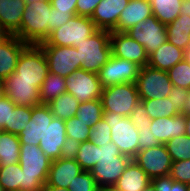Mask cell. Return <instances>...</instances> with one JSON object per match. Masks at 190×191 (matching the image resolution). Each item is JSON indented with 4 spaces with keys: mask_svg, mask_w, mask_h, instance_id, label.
<instances>
[{
    "mask_svg": "<svg viewBox=\"0 0 190 191\" xmlns=\"http://www.w3.org/2000/svg\"><path fill=\"white\" fill-rule=\"evenodd\" d=\"M142 191H158V190H156L154 186L150 184L147 187H145Z\"/></svg>",
    "mask_w": 190,
    "mask_h": 191,
    "instance_id": "obj_60",
    "label": "cell"
},
{
    "mask_svg": "<svg viewBox=\"0 0 190 191\" xmlns=\"http://www.w3.org/2000/svg\"><path fill=\"white\" fill-rule=\"evenodd\" d=\"M169 176L176 182L190 183V159L172 161Z\"/></svg>",
    "mask_w": 190,
    "mask_h": 191,
    "instance_id": "obj_42",
    "label": "cell"
},
{
    "mask_svg": "<svg viewBox=\"0 0 190 191\" xmlns=\"http://www.w3.org/2000/svg\"><path fill=\"white\" fill-rule=\"evenodd\" d=\"M150 184L151 179L132 159L114 186L119 191H142Z\"/></svg>",
    "mask_w": 190,
    "mask_h": 191,
    "instance_id": "obj_25",
    "label": "cell"
},
{
    "mask_svg": "<svg viewBox=\"0 0 190 191\" xmlns=\"http://www.w3.org/2000/svg\"><path fill=\"white\" fill-rule=\"evenodd\" d=\"M165 146L172 161L190 159V137L186 134L170 139Z\"/></svg>",
    "mask_w": 190,
    "mask_h": 191,
    "instance_id": "obj_36",
    "label": "cell"
},
{
    "mask_svg": "<svg viewBox=\"0 0 190 191\" xmlns=\"http://www.w3.org/2000/svg\"><path fill=\"white\" fill-rule=\"evenodd\" d=\"M129 118L135 126H150L152 121L141 102L135 106Z\"/></svg>",
    "mask_w": 190,
    "mask_h": 191,
    "instance_id": "obj_46",
    "label": "cell"
},
{
    "mask_svg": "<svg viewBox=\"0 0 190 191\" xmlns=\"http://www.w3.org/2000/svg\"><path fill=\"white\" fill-rule=\"evenodd\" d=\"M97 30L90 17L75 15L66 24L52 31L45 42L38 46H72L76 48Z\"/></svg>",
    "mask_w": 190,
    "mask_h": 191,
    "instance_id": "obj_5",
    "label": "cell"
},
{
    "mask_svg": "<svg viewBox=\"0 0 190 191\" xmlns=\"http://www.w3.org/2000/svg\"><path fill=\"white\" fill-rule=\"evenodd\" d=\"M132 159L122 155L114 142L98 146L97 164L90 170L98 187L114 186Z\"/></svg>",
    "mask_w": 190,
    "mask_h": 191,
    "instance_id": "obj_3",
    "label": "cell"
},
{
    "mask_svg": "<svg viewBox=\"0 0 190 191\" xmlns=\"http://www.w3.org/2000/svg\"><path fill=\"white\" fill-rule=\"evenodd\" d=\"M65 92H67L66 78L49 72L40 88V104L48 105Z\"/></svg>",
    "mask_w": 190,
    "mask_h": 191,
    "instance_id": "obj_29",
    "label": "cell"
},
{
    "mask_svg": "<svg viewBox=\"0 0 190 191\" xmlns=\"http://www.w3.org/2000/svg\"><path fill=\"white\" fill-rule=\"evenodd\" d=\"M153 16L151 2L149 0H130L121 12L115 32H127L134 25Z\"/></svg>",
    "mask_w": 190,
    "mask_h": 191,
    "instance_id": "obj_22",
    "label": "cell"
},
{
    "mask_svg": "<svg viewBox=\"0 0 190 191\" xmlns=\"http://www.w3.org/2000/svg\"><path fill=\"white\" fill-rule=\"evenodd\" d=\"M186 115L177 114L172 117H160L152 119L151 133L160 144H166L170 139L186 133Z\"/></svg>",
    "mask_w": 190,
    "mask_h": 191,
    "instance_id": "obj_21",
    "label": "cell"
},
{
    "mask_svg": "<svg viewBox=\"0 0 190 191\" xmlns=\"http://www.w3.org/2000/svg\"><path fill=\"white\" fill-rule=\"evenodd\" d=\"M104 110L101 99L79 103L76 117L91 128L103 118Z\"/></svg>",
    "mask_w": 190,
    "mask_h": 191,
    "instance_id": "obj_32",
    "label": "cell"
},
{
    "mask_svg": "<svg viewBox=\"0 0 190 191\" xmlns=\"http://www.w3.org/2000/svg\"><path fill=\"white\" fill-rule=\"evenodd\" d=\"M130 0H102L91 16L97 29L114 31L121 12Z\"/></svg>",
    "mask_w": 190,
    "mask_h": 191,
    "instance_id": "obj_18",
    "label": "cell"
},
{
    "mask_svg": "<svg viewBox=\"0 0 190 191\" xmlns=\"http://www.w3.org/2000/svg\"><path fill=\"white\" fill-rule=\"evenodd\" d=\"M103 118L111 127V141L114 142L122 155L133 159L139 151L138 128L129 117L113 112H104Z\"/></svg>",
    "mask_w": 190,
    "mask_h": 191,
    "instance_id": "obj_6",
    "label": "cell"
},
{
    "mask_svg": "<svg viewBox=\"0 0 190 191\" xmlns=\"http://www.w3.org/2000/svg\"><path fill=\"white\" fill-rule=\"evenodd\" d=\"M28 46L15 35L0 43V77L6 79L15 72L17 61L22 51Z\"/></svg>",
    "mask_w": 190,
    "mask_h": 191,
    "instance_id": "obj_23",
    "label": "cell"
},
{
    "mask_svg": "<svg viewBox=\"0 0 190 191\" xmlns=\"http://www.w3.org/2000/svg\"><path fill=\"white\" fill-rule=\"evenodd\" d=\"M75 160L83 170L90 171L98 161V146L91 141L82 142Z\"/></svg>",
    "mask_w": 190,
    "mask_h": 191,
    "instance_id": "obj_37",
    "label": "cell"
},
{
    "mask_svg": "<svg viewBox=\"0 0 190 191\" xmlns=\"http://www.w3.org/2000/svg\"><path fill=\"white\" fill-rule=\"evenodd\" d=\"M185 128H186V135L188 137H190V116L189 115H186V125H185Z\"/></svg>",
    "mask_w": 190,
    "mask_h": 191,
    "instance_id": "obj_58",
    "label": "cell"
},
{
    "mask_svg": "<svg viewBox=\"0 0 190 191\" xmlns=\"http://www.w3.org/2000/svg\"><path fill=\"white\" fill-rule=\"evenodd\" d=\"M155 16L164 25L172 23L179 15L183 0H149Z\"/></svg>",
    "mask_w": 190,
    "mask_h": 191,
    "instance_id": "obj_31",
    "label": "cell"
},
{
    "mask_svg": "<svg viewBox=\"0 0 190 191\" xmlns=\"http://www.w3.org/2000/svg\"><path fill=\"white\" fill-rule=\"evenodd\" d=\"M110 33L111 31L98 29L93 35L76 47L79 61L82 63L80 69L98 73L107 63L109 57L112 55Z\"/></svg>",
    "mask_w": 190,
    "mask_h": 191,
    "instance_id": "obj_4",
    "label": "cell"
},
{
    "mask_svg": "<svg viewBox=\"0 0 190 191\" xmlns=\"http://www.w3.org/2000/svg\"><path fill=\"white\" fill-rule=\"evenodd\" d=\"M102 0H77L76 15L90 17Z\"/></svg>",
    "mask_w": 190,
    "mask_h": 191,
    "instance_id": "obj_48",
    "label": "cell"
},
{
    "mask_svg": "<svg viewBox=\"0 0 190 191\" xmlns=\"http://www.w3.org/2000/svg\"><path fill=\"white\" fill-rule=\"evenodd\" d=\"M26 4L33 3V2H40V1H45V0H24ZM50 1V0H46Z\"/></svg>",
    "mask_w": 190,
    "mask_h": 191,
    "instance_id": "obj_61",
    "label": "cell"
},
{
    "mask_svg": "<svg viewBox=\"0 0 190 191\" xmlns=\"http://www.w3.org/2000/svg\"><path fill=\"white\" fill-rule=\"evenodd\" d=\"M141 67L132 61L111 55L107 63L99 70L101 86L135 83Z\"/></svg>",
    "mask_w": 190,
    "mask_h": 191,
    "instance_id": "obj_10",
    "label": "cell"
},
{
    "mask_svg": "<svg viewBox=\"0 0 190 191\" xmlns=\"http://www.w3.org/2000/svg\"><path fill=\"white\" fill-rule=\"evenodd\" d=\"M66 136L78 140L80 143L89 141L91 128L76 116L65 121Z\"/></svg>",
    "mask_w": 190,
    "mask_h": 191,
    "instance_id": "obj_39",
    "label": "cell"
},
{
    "mask_svg": "<svg viewBox=\"0 0 190 191\" xmlns=\"http://www.w3.org/2000/svg\"><path fill=\"white\" fill-rule=\"evenodd\" d=\"M66 87L79 103L100 99L103 90L98 74L83 69L66 77Z\"/></svg>",
    "mask_w": 190,
    "mask_h": 191,
    "instance_id": "obj_12",
    "label": "cell"
},
{
    "mask_svg": "<svg viewBox=\"0 0 190 191\" xmlns=\"http://www.w3.org/2000/svg\"><path fill=\"white\" fill-rule=\"evenodd\" d=\"M168 74L173 86L190 89V64L187 61L178 62Z\"/></svg>",
    "mask_w": 190,
    "mask_h": 191,
    "instance_id": "obj_38",
    "label": "cell"
},
{
    "mask_svg": "<svg viewBox=\"0 0 190 191\" xmlns=\"http://www.w3.org/2000/svg\"><path fill=\"white\" fill-rule=\"evenodd\" d=\"M15 107L16 105L7 96L0 99V128L2 130L5 124H9L10 113Z\"/></svg>",
    "mask_w": 190,
    "mask_h": 191,
    "instance_id": "obj_47",
    "label": "cell"
},
{
    "mask_svg": "<svg viewBox=\"0 0 190 191\" xmlns=\"http://www.w3.org/2000/svg\"><path fill=\"white\" fill-rule=\"evenodd\" d=\"M52 160L39 145L20 144L19 165L22 170L23 191H43Z\"/></svg>",
    "mask_w": 190,
    "mask_h": 191,
    "instance_id": "obj_2",
    "label": "cell"
},
{
    "mask_svg": "<svg viewBox=\"0 0 190 191\" xmlns=\"http://www.w3.org/2000/svg\"><path fill=\"white\" fill-rule=\"evenodd\" d=\"M184 60L190 64V45L184 51Z\"/></svg>",
    "mask_w": 190,
    "mask_h": 191,
    "instance_id": "obj_59",
    "label": "cell"
},
{
    "mask_svg": "<svg viewBox=\"0 0 190 191\" xmlns=\"http://www.w3.org/2000/svg\"><path fill=\"white\" fill-rule=\"evenodd\" d=\"M135 84L140 100L169 97L173 87L168 71L155 69L148 65L140 69Z\"/></svg>",
    "mask_w": 190,
    "mask_h": 191,
    "instance_id": "obj_9",
    "label": "cell"
},
{
    "mask_svg": "<svg viewBox=\"0 0 190 191\" xmlns=\"http://www.w3.org/2000/svg\"><path fill=\"white\" fill-rule=\"evenodd\" d=\"M184 60V50L164 42L155 52L148 56V66L162 71H169L178 62Z\"/></svg>",
    "mask_w": 190,
    "mask_h": 191,
    "instance_id": "obj_24",
    "label": "cell"
},
{
    "mask_svg": "<svg viewBox=\"0 0 190 191\" xmlns=\"http://www.w3.org/2000/svg\"><path fill=\"white\" fill-rule=\"evenodd\" d=\"M187 191H190V183L187 184Z\"/></svg>",
    "mask_w": 190,
    "mask_h": 191,
    "instance_id": "obj_63",
    "label": "cell"
},
{
    "mask_svg": "<svg viewBox=\"0 0 190 191\" xmlns=\"http://www.w3.org/2000/svg\"><path fill=\"white\" fill-rule=\"evenodd\" d=\"M133 160L152 180L170 174L172 159L165 144L138 151Z\"/></svg>",
    "mask_w": 190,
    "mask_h": 191,
    "instance_id": "obj_14",
    "label": "cell"
},
{
    "mask_svg": "<svg viewBox=\"0 0 190 191\" xmlns=\"http://www.w3.org/2000/svg\"><path fill=\"white\" fill-rule=\"evenodd\" d=\"M189 89L173 86L169 95L170 101L179 114H184L186 99L188 98Z\"/></svg>",
    "mask_w": 190,
    "mask_h": 191,
    "instance_id": "obj_44",
    "label": "cell"
},
{
    "mask_svg": "<svg viewBox=\"0 0 190 191\" xmlns=\"http://www.w3.org/2000/svg\"><path fill=\"white\" fill-rule=\"evenodd\" d=\"M48 73V63L43 50L38 45H28L18 58L14 72L16 78L35 82V86L40 90Z\"/></svg>",
    "mask_w": 190,
    "mask_h": 191,
    "instance_id": "obj_8",
    "label": "cell"
},
{
    "mask_svg": "<svg viewBox=\"0 0 190 191\" xmlns=\"http://www.w3.org/2000/svg\"><path fill=\"white\" fill-rule=\"evenodd\" d=\"M69 191H97L98 185L90 171H83L74 177L67 188Z\"/></svg>",
    "mask_w": 190,
    "mask_h": 191,
    "instance_id": "obj_41",
    "label": "cell"
},
{
    "mask_svg": "<svg viewBox=\"0 0 190 191\" xmlns=\"http://www.w3.org/2000/svg\"><path fill=\"white\" fill-rule=\"evenodd\" d=\"M179 16H190V0H183Z\"/></svg>",
    "mask_w": 190,
    "mask_h": 191,
    "instance_id": "obj_52",
    "label": "cell"
},
{
    "mask_svg": "<svg viewBox=\"0 0 190 191\" xmlns=\"http://www.w3.org/2000/svg\"><path fill=\"white\" fill-rule=\"evenodd\" d=\"M83 171L75 159L59 158L53 160L46 184L52 187L68 188L74 177Z\"/></svg>",
    "mask_w": 190,
    "mask_h": 191,
    "instance_id": "obj_20",
    "label": "cell"
},
{
    "mask_svg": "<svg viewBox=\"0 0 190 191\" xmlns=\"http://www.w3.org/2000/svg\"><path fill=\"white\" fill-rule=\"evenodd\" d=\"M66 138L65 120L54 117L46 128L43 139H40L39 147L53 161L61 157Z\"/></svg>",
    "mask_w": 190,
    "mask_h": 191,
    "instance_id": "obj_19",
    "label": "cell"
},
{
    "mask_svg": "<svg viewBox=\"0 0 190 191\" xmlns=\"http://www.w3.org/2000/svg\"><path fill=\"white\" fill-rule=\"evenodd\" d=\"M5 95V83L4 79L0 77V99L3 98Z\"/></svg>",
    "mask_w": 190,
    "mask_h": 191,
    "instance_id": "obj_56",
    "label": "cell"
},
{
    "mask_svg": "<svg viewBox=\"0 0 190 191\" xmlns=\"http://www.w3.org/2000/svg\"><path fill=\"white\" fill-rule=\"evenodd\" d=\"M151 184L158 191H187V184L176 182L169 175L154 178Z\"/></svg>",
    "mask_w": 190,
    "mask_h": 191,
    "instance_id": "obj_43",
    "label": "cell"
},
{
    "mask_svg": "<svg viewBox=\"0 0 190 191\" xmlns=\"http://www.w3.org/2000/svg\"><path fill=\"white\" fill-rule=\"evenodd\" d=\"M184 114L190 116V89L188 91V98L186 99Z\"/></svg>",
    "mask_w": 190,
    "mask_h": 191,
    "instance_id": "obj_55",
    "label": "cell"
},
{
    "mask_svg": "<svg viewBox=\"0 0 190 191\" xmlns=\"http://www.w3.org/2000/svg\"><path fill=\"white\" fill-rule=\"evenodd\" d=\"M11 35L8 33V31L3 27V25L0 23V41L6 40Z\"/></svg>",
    "mask_w": 190,
    "mask_h": 191,
    "instance_id": "obj_53",
    "label": "cell"
},
{
    "mask_svg": "<svg viewBox=\"0 0 190 191\" xmlns=\"http://www.w3.org/2000/svg\"><path fill=\"white\" fill-rule=\"evenodd\" d=\"M25 5L24 0H0V23L10 35L20 29Z\"/></svg>",
    "mask_w": 190,
    "mask_h": 191,
    "instance_id": "obj_26",
    "label": "cell"
},
{
    "mask_svg": "<svg viewBox=\"0 0 190 191\" xmlns=\"http://www.w3.org/2000/svg\"><path fill=\"white\" fill-rule=\"evenodd\" d=\"M31 115V107L16 105L15 109L10 113L9 124H5L2 131L19 135L31 119Z\"/></svg>",
    "mask_w": 190,
    "mask_h": 191,
    "instance_id": "obj_35",
    "label": "cell"
},
{
    "mask_svg": "<svg viewBox=\"0 0 190 191\" xmlns=\"http://www.w3.org/2000/svg\"><path fill=\"white\" fill-rule=\"evenodd\" d=\"M136 127L138 128V134H139V139H138L139 151L160 145V142L151 133L150 126H136Z\"/></svg>",
    "mask_w": 190,
    "mask_h": 191,
    "instance_id": "obj_45",
    "label": "cell"
},
{
    "mask_svg": "<svg viewBox=\"0 0 190 191\" xmlns=\"http://www.w3.org/2000/svg\"><path fill=\"white\" fill-rule=\"evenodd\" d=\"M48 106L55 118L66 121L76 116L79 102L72 94L65 92L50 102Z\"/></svg>",
    "mask_w": 190,
    "mask_h": 191,
    "instance_id": "obj_30",
    "label": "cell"
},
{
    "mask_svg": "<svg viewBox=\"0 0 190 191\" xmlns=\"http://www.w3.org/2000/svg\"><path fill=\"white\" fill-rule=\"evenodd\" d=\"M167 41L184 50L190 45V16H178L166 25Z\"/></svg>",
    "mask_w": 190,
    "mask_h": 191,
    "instance_id": "obj_27",
    "label": "cell"
},
{
    "mask_svg": "<svg viewBox=\"0 0 190 191\" xmlns=\"http://www.w3.org/2000/svg\"><path fill=\"white\" fill-rule=\"evenodd\" d=\"M89 141L96 146L111 142V127L104 118L91 126Z\"/></svg>",
    "mask_w": 190,
    "mask_h": 191,
    "instance_id": "obj_40",
    "label": "cell"
},
{
    "mask_svg": "<svg viewBox=\"0 0 190 191\" xmlns=\"http://www.w3.org/2000/svg\"><path fill=\"white\" fill-rule=\"evenodd\" d=\"M80 142L75 138L67 137L61 150L60 158L75 159L79 151Z\"/></svg>",
    "mask_w": 190,
    "mask_h": 191,
    "instance_id": "obj_49",
    "label": "cell"
},
{
    "mask_svg": "<svg viewBox=\"0 0 190 191\" xmlns=\"http://www.w3.org/2000/svg\"><path fill=\"white\" fill-rule=\"evenodd\" d=\"M51 8L46 0L26 4L21 27L14 35L28 45L45 42L51 33Z\"/></svg>",
    "mask_w": 190,
    "mask_h": 191,
    "instance_id": "obj_1",
    "label": "cell"
},
{
    "mask_svg": "<svg viewBox=\"0 0 190 191\" xmlns=\"http://www.w3.org/2000/svg\"><path fill=\"white\" fill-rule=\"evenodd\" d=\"M43 191H69V190L67 188L52 187L45 184L43 187Z\"/></svg>",
    "mask_w": 190,
    "mask_h": 191,
    "instance_id": "obj_54",
    "label": "cell"
},
{
    "mask_svg": "<svg viewBox=\"0 0 190 191\" xmlns=\"http://www.w3.org/2000/svg\"><path fill=\"white\" fill-rule=\"evenodd\" d=\"M110 44L113 56L132 61L141 68L148 64L145 48L126 32L111 31Z\"/></svg>",
    "mask_w": 190,
    "mask_h": 191,
    "instance_id": "obj_15",
    "label": "cell"
},
{
    "mask_svg": "<svg viewBox=\"0 0 190 191\" xmlns=\"http://www.w3.org/2000/svg\"><path fill=\"white\" fill-rule=\"evenodd\" d=\"M100 99L104 112H113L124 117H129L140 102L135 83L104 87Z\"/></svg>",
    "mask_w": 190,
    "mask_h": 191,
    "instance_id": "obj_7",
    "label": "cell"
},
{
    "mask_svg": "<svg viewBox=\"0 0 190 191\" xmlns=\"http://www.w3.org/2000/svg\"><path fill=\"white\" fill-rule=\"evenodd\" d=\"M50 3L57 11L76 14L77 0H50Z\"/></svg>",
    "mask_w": 190,
    "mask_h": 191,
    "instance_id": "obj_51",
    "label": "cell"
},
{
    "mask_svg": "<svg viewBox=\"0 0 190 191\" xmlns=\"http://www.w3.org/2000/svg\"><path fill=\"white\" fill-rule=\"evenodd\" d=\"M20 140L18 135L2 131L0 133V166L19 163Z\"/></svg>",
    "mask_w": 190,
    "mask_h": 191,
    "instance_id": "obj_28",
    "label": "cell"
},
{
    "mask_svg": "<svg viewBox=\"0 0 190 191\" xmlns=\"http://www.w3.org/2000/svg\"><path fill=\"white\" fill-rule=\"evenodd\" d=\"M126 33L145 48L148 56L168 39L166 25L155 16L134 25Z\"/></svg>",
    "mask_w": 190,
    "mask_h": 191,
    "instance_id": "obj_11",
    "label": "cell"
},
{
    "mask_svg": "<svg viewBox=\"0 0 190 191\" xmlns=\"http://www.w3.org/2000/svg\"><path fill=\"white\" fill-rule=\"evenodd\" d=\"M46 57L49 72L67 77L81 68L78 52L69 46H39Z\"/></svg>",
    "mask_w": 190,
    "mask_h": 191,
    "instance_id": "obj_13",
    "label": "cell"
},
{
    "mask_svg": "<svg viewBox=\"0 0 190 191\" xmlns=\"http://www.w3.org/2000/svg\"><path fill=\"white\" fill-rule=\"evenodd\" d=\"M140 102L145 106L147 114L151 119L160 117H172L179 114L176 111V108H174V104L168 97L157 100H140Z\"/></svg>",
    "mask_w": 190,
    "mask_h": 191,
    "instance_id": "obj_33",
    "label": "cell"
},
{
    "mask_svg": "<svg viewBox=\"0 0 190 191\" xmlns=\"http://www.w3.org/2000/svg\"><path fill=\"white\" fill-rule=\"evenodd\" d=\"M51 12L53 13L51 18V32L66 24L69 19H72L76 15L75 13L57 11L53 7L51 8Z\"/></svg>",
    "mask_w": 190,
    "mask_h": 191,
    "instance_id": "obj_50",
    "label": "cell"
},
{
    "mask_svg": "<svg viewBox=\"0 0 190 191\" xmlns=\"http://www.w3.org/2000/svg\"><path fill=\"white\" fill-rule=\"evenodd\" d=\"M0 191H5V189L3 188L1 184H0Z\"/></svg>",
    "mask_w": 190,
    "mask_h": 191,
    "instance_id": "obj_62",
    "label": "cell"
},
{
    "mask_svg": "<svg viewBox=\"0 0 190 191\" xmlns=\"http://www.w3.org/2000/svg\"><path fill=\"white\" fill-rule=\"evenodd\" d=\"M54 115L46 104L32 107V115L25 128L19 133L20 144L39 145L46 128L53 120Z\"/></svg>",
    "mask_w": 190,
    "mask_h": 191,
    "instance_id": "obj_17",
    "label": "cell"
},
{
    "mask_svg": "<svg viewBox=\"0 0 190 191\" xmlns=\"http://www.w3.org/2000/svg\"><path fill=\"white\" fill-rule=\"evenodd\" d=\"M0 184L5 191L22 190V170L19 163L0 166Z\"/></svg>",
    "mask_w": 190,
    "mask_h": 191,
    "instance_id": "obj_34",
    "label": "cell"
},
{
    "mask_svg": "<svg viewBox=\"0 0 190 191\" xmlns=\"http://www.w3.org/2000/svg\"><path fill=\"white\" fill-rule=\"evenodd\" d=\"M5 95L15 104L24 107H34L40 104V90L35 82L17 79L12 73L5 80Z\"/></svg>",
    "mask_w": 190,
    "mask_h": 191,
    "instance_id": "obj_16",
    "label": "cell"
},
{
    "mask_svg": "<svg viewBox=\"0 0 190 191\" xmlns=\"http://www.w3.org/2000/svg\"><path fill=\"white\" fill-rule=\"evenodd\" d=\"M97 191H119L115 186H102L98 187Z\"/></svg>",
    "mask_w": 190,
    "mask_h": 191,
    "instance_id": "obj_57",
    "label": "cell"
}]
</instances>
